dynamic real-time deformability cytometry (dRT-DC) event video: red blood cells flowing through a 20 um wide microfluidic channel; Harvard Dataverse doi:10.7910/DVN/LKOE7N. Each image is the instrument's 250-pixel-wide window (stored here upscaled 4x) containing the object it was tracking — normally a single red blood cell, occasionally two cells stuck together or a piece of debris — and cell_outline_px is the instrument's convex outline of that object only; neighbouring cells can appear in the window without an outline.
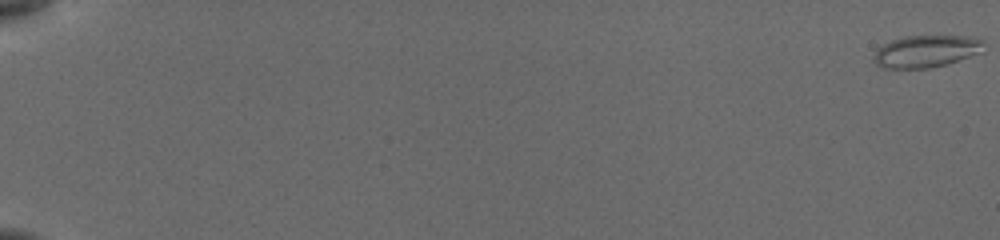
{"species": "common noctule bat (a hibernating species)", "species_latin": "Nyctalus noctula", "temperature_condition": "cold", "stored_images_in_passage": 26, "camera_frame_rate_fps": 3000, "um_per_image_px": 0.085, "animal": {"sex": "female", "body_mass_g": 19.5, "forearm_length_mm": 54.1}, "frame": {"image": 1, "passage_image": 1, "time_ms": 0.0, "image_size_px": [1000, 240], "cell_outline_px": [[984, 44], [980, 52], [944, 64], [928, 68], [884, 68], [876, 64], [872, 60], [876, 48], [892, 40], [904, 36], [976, 36], [984, 40]], "centroid_in_image_um": [78.69, 4.34], "position_along_channel_um": 6.3, "area_um2": 20.46}}
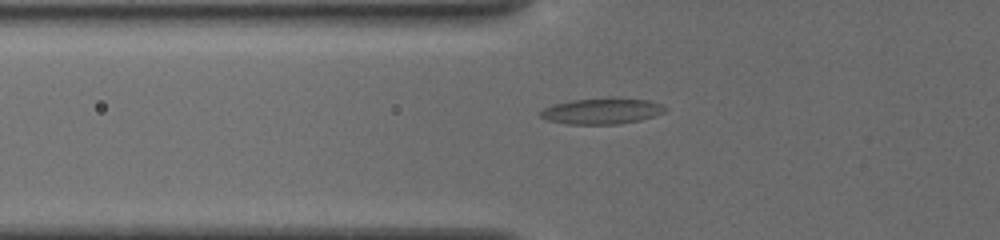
{"frame": {"image": 2, "passage_image": 22, "time_ms": 7.333, "image_size_px": [1000, 240], "cell_outline_px": [[668, 108], [664, 112], [640, 120], [620, 124], [568, 124], [544, 120], [540, 116], [540, 112], [544, 108], [552, 104], [572, 100], [612, 96], [616, 96], [648, 100], [664, 104]], "centroid_in_image_um": [51.17, 9.41], "position_along_channel_um": 74.6, "area_um2": 19.42}}
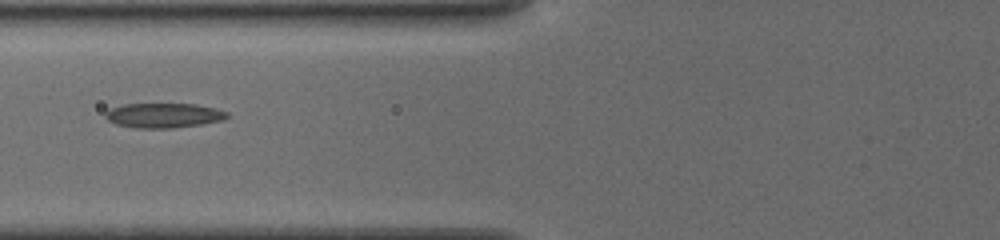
{"frame": {"image": 3, "passage_image": 24, "time_ms": 8.333, "image_size_px": [1000, 240], "cell_outline_px": [[228, 116], [224, 120], [200, 124], [172, 128], [136, 128], [116, 124], [108, 120], [104, 116], [104, 112], [120, 104], [196, 104], [228, 112]], "centroid_in_image_um": [13.87, 9.81], "position_along_channel_um": 111.9, "area_um2": 17.46}}